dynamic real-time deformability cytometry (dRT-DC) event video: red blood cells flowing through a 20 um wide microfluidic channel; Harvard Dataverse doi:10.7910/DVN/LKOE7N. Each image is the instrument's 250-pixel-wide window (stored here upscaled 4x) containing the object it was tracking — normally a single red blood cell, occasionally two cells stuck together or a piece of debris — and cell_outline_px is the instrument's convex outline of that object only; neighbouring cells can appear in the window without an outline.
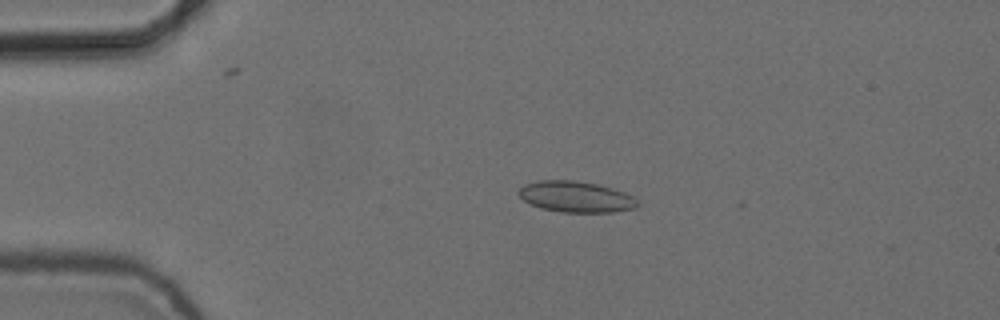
{"species": "common noctule bat (a hibernating species)", "species_latin": "Nyctalus noctula", "temperature_condition": "cold", "stored_images_in_passage": 3, "camera_frame_rate_fps": 3000, "um_per_image_px": 0.085, "animal": {"sex": "female", "body_mass_g": 24.6, "forearm_length_mm": 56.2}, "frame": {"image": 1, "passage_image": 1, "time_ms": 0.0, "image_size_px": [1000, 320], "cell_outline_px": [[640, 204], [636, 208], [612, 212], [560, 212], [540, 208], [524, 200], [520, 196], [520, 188], [524, 184], [536, 180], [572, 180], [596, 184], [612, 188], [624, 192], [632, 196]], "centroid_in_image_um": [48.96, 16.72], "position_along_channel_um": 36.0, "area_um2": 21.39}}
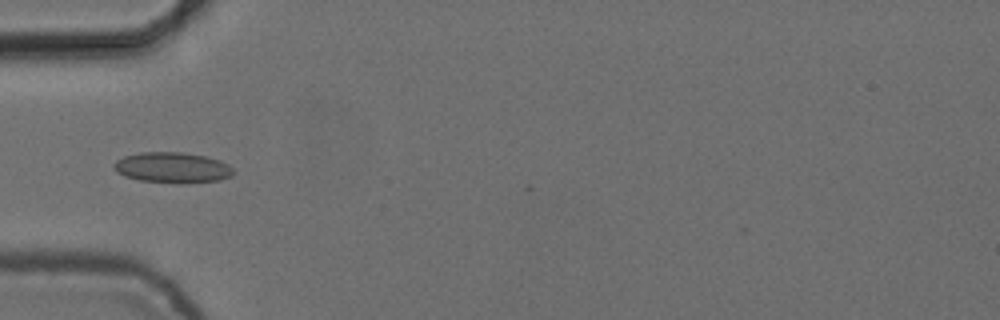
{"frame": {"image": 2, "passage_image": 3, "time_ms": 0.667, "image_size_px": [1000, 320], "cell_outline_px": [[232, 176], [220, 180], [184, 184], [176, 184], [140, 180], [124, 176], [116, 172], [112, 164], [116, 160], [124, 156], [140, 152], [180, 152], [204, 156], [220, 160], [228, 164], [232, 168]], "centroid_in_image_um": [14.63, 14.26], "position_along_channel_um": 70.4, "area_um2": 21.56}}